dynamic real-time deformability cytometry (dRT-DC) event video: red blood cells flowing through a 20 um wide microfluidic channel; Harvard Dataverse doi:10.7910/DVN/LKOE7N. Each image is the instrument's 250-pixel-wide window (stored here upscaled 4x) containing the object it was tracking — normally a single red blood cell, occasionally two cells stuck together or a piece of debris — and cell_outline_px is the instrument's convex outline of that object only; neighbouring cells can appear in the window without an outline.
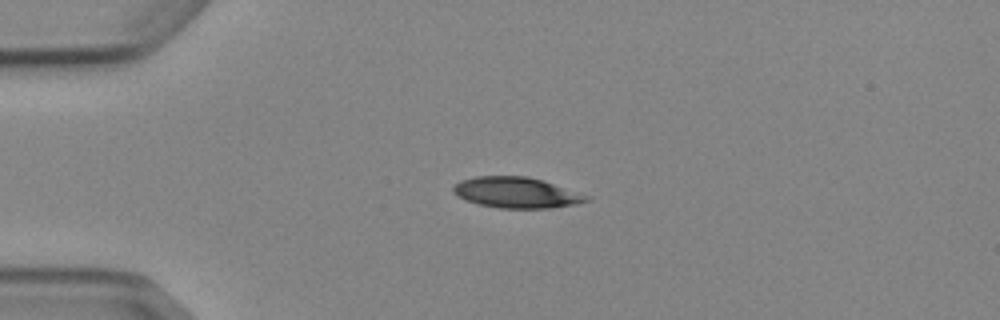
{"species": "Egyptian fruit bat (a non-hibernating species)", "species_latin": "Rousettus aegyptiacus", "temperature_condition": "cold", "stored_images_in_passage": 5, "camera_frame_rate_fps": 3000, "um_per_image_px": 0.085, "animal": {"sex": "female"}, "frame": {"image": 1, "passage_image": 3, "time_ms": 2.333, "image_size_px": [1000, 320], "cell_outline_px": [[592, 200], [576, 204], [552, 208], [500, 208], [480, 204], [464, 200], [452, 192], [452, 188], [460, 180], [476, 176], [528, 176], [544, 180], [592, 196]], "centroid_in_image_um": [43.95, 16.36], "position_along_channel_um": 41.1, "area_um2": 24.22}}
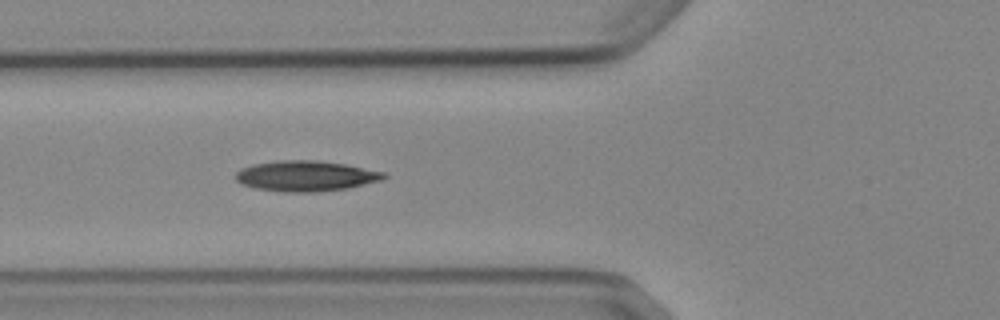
{"frame": {"image": 2, "passage_image": 5, "time_ms": 4.667, "image_size_px": [1000, 320], "cell_outline_px": [[388, 176], [380, 180], [348, 188], [320, 192], [280, 192], [256, 188], [240, 184], [236, 180], [236, 172], [240, 168], [252, 164], [280, 160], [316, 160], [344, 164], [384, 172]], "centroid_in_image_um": [25.95, 14.96], "position_along_channel_um": 99.9, "area_um2": 26.41}}